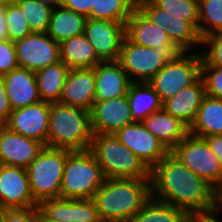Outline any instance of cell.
I'll return each instance as SVG.
<instances>
[{
	"label": "cell",
	"instance_id": "1",
	"mask_svg": "<svg viewBox=\"0 0 222 222\" xmlns=\"http://www.w3.org/2000/svg\"><path fill=\"white\" fill-rule=\"evenodd\" d=\"M152 197L186 211L192 218L213 216L216 190L168 152L150 171Z\"/></svg>",
	"mask_w": 222,
	"mask_h": 222
},
{
	"label": "cell",
	"instance_id": "2",
	"mask_svg": "<svg viewBox=\"0 0 222 222\" xmlns=\"http://www.w3.org/2000/svg\"><path fill=\"white\" fill-rule=\"evenodd\" d=\"M151 198V180L106 178L93 200L102 222H131Z\"/></svg>",
	"mask_w": 222,
	"mask_h": 222
},
{
	"label": "cell",
	"instance_id": "3",
	"mask_svg": "<svg viewBox=\"0 0 222 222\" xmlns=\"http://www.w3.org/2000/svg\"><path fill=\"white\" fill-rule=\"evenodd\" d=\"M92 136L90 111L60 102L50 103L48 147L84 151L90 148Z\"/></svg>",
	"mask_w": 222,
	"mask_h": 222
},
{
	"label": "cell",
	"instance_id": "4",
	"mask_svg": "<svg viewBox=\"0 0 222 222\" xmlns=\"http://www.w3.org/2000/svg\"><path fill=\"white\" fill-rule=\"evenodd\" d=\"M89 150L105 178L150 180V169L114 134H93Z\"/></svg>",
	"mask_w": 222,
	"mask_h": 222
},
{
	"label": "cell",
	"instance_id": "5",
	"mask_svg": "<svg viewBox=\"0 0 222 222\" xmlns=\"http://www.w3.org/2000/svg\"><path fill=\"white\" fill-rule=\"evenodd\" d=\"M105 176L93 153L69 151L61 182L60 198L89 199L101 187Z\"/></svg>",
	"mask_w": 222,
	"mask_h": 222
},
{
	"label": "cell",
	"instance_id": "6",
	"mask_svg": "<svg viewBox=\"0 0 222 222\" xmlns=\"http://www.w3.org/2000/svg\"><path fill=\"white\" fill-rule=\"evenodd\" d=\"M68 150L45 146L26 168L34 200L60 198L61 182Z\"/></svg>",
	"mask_w": 222,
	"mask_h": 222
},
{
	"label": "cell",
	"instance_id": "7",
	"mask_svg": "<svg viewBox=\"0 0 222 222\" xmlns=\"http://www.w3.org/2000/svg\"><path fill=\"white\" fill-rule=\"evenodd\" d=\"M202 53L184 52L174 62L166 65L148 83L159 95L161 102L175 96L184 87L201 77Z\"/></svg>",
	"mask_w": 222,
	"mask_h": 222
},
{
	"label": "cell",
	"instance_id": "8",
	"mask_svg": "<svg viewBox=\"0 0 222 222\" xmlns=\"http://www.w3.org/2000/svg\"><path fill=\"white\" fill-rule=\"evenodd\" d=\"M171 153L215 190L221 186L222 167L204 138L188 134Z\"/></svg>",
	"mask_w": 222,
	"mask_h": 222
},
{
	"label": "cell",
	"instance_id": "9",
	"mask_svg": "<svg viewBox=\"0 0 222 222\" xmlns=\"http://www.w3.org/2000/svg\"><path fill=\"white\" fill-rule=\"evenodd\" d=\"M126 36L135 44L154 48L165 63L174 62L184 53L172 43L166 31L152 23L137 7L127 20Z\"/></svg>",
	"mask_w": 222,
	"mask_h": 222
},
{
	"label": "cell",
	"instance_id": "10",
	"mask_svg": "<svg viewBox=\"0 0 222 222\" xmlns=\"http://www.w3.org/2000/svg\"><path fill=\"white\" fill-rule=\"evenodd\" d=\"M117 61L131 82H148L166 65L154 48L135 44L127 36Z\"/></svg>",
	"mask_w": 222,
	"mask_h": 222
},
{
	"label": "cell",
	"instance_id": "11",
	"mask_svg": "<svg viewBox=\"0 0 222 222\" xmlns=\"http://www.w3.org/2000/svg\"><path fill=\"white\" fill-rule=\"evenodd\" d=\"M14 44L21 68L35 72L60 61V44L47 33L32 32Z\"/></svg>",
	"mask_w": 222,
	"mask_h": 222
},
{
	"label": "cell",
	"instance_id": "12",
	"mask_svg": "<svg viewBox=\"0 0 222 222\" xmlns=\"http://www.w3.org/2000/svg\"><path fill=\"white\" fill-rule=\"evenodd\" d=\"M83 34L102 62L117 61L126 37V25L116 21L87 18Z\"/></svg>",
	"mask_w": 222,
	"mask_h": 222
},
{
	"label": "cell",
	"instance_id": "13",
	"mask_svg": "<svg viewBox=\"0 0 222 222\" xmlns=\"http://www.w3.org/2000/svg\"><path fill=\"white\" fill-rule=\"evenodd\" d=\"M26 169L0 164V210L38 207Z\"/></svg>",
	"mask_w": 222,
	"mask_h": 222
},
{
	"label": "cell",
	"instance_id": "14",
	"mask_svg": "<svg viewBox=\"0 0 222 222\" xmlns=\"http://www.w3.org/2000/svg\"><path fill=\"white\" fill-rule=\"evenodd\" d=\"M49 114L50 103L40 101L26 107L13 109L4 125L13 132L47 146Z\"/></svg>",
	"mask_w": 222,
	"mask_h": 222
},
{
	"label": "cell",
	"instance_id": "15",
	"mask_svg": "<svg viewBox=\"0 0 222 222\" xmlns=\"http://www.w3.org/2000/svg\"><path fill=\"white\" fill-rule=\"evenodd\" d=\"M114 135L135 153L150 170L169 152L142 122L128 124Z\"/></svg>",
	"mask_w": 222,
	"mask_h": 222
},
{
	"label": "cell",
	"instance_id": "16",
	"mask_svg": "<svg viewBox=\"0 0 222 222\" xmlns=\"http://www.w3.org/2000/svg\"><path fill=\"white\" fill-rule=\"evenodd\" d=\"M90 118L93 134H115L119 129L134 122L127 95L95 101Z\"/></svg>",
	"mask_w": 222,
	"mask_h": 222
},
{
	"label": "cell",
	"instance_id": "17",
	"mask_svg": "<svg viewBox=\"0 0 222 222\" xmlns=\"http://www.w3.org/2000/svg\"><path fill=\"white\" fill-rule=\"evenodd\" d=\"M45 146L0 124V164L27 168Z\"/></svg>",
	"mask_w": 222,
	"mask_h": 222
},
{
	"label": "cell",
	"instance_id": "18",
	"mask_svg": "<svg viewBox=\"0 0 222 222\" xmlns=\"http://www.w3.org/2000/svg\"><path fill=\"white\" fill-rule=\"evenodd\" d=\"M39 209L56 222H102L93 198L43 200Z\"/></svg>",
	"mask_w": 222,
	"mask_h": 222
},
{
	"label": "cell",
	"instance_id": "19",
	"mask_svg": "<svg viewBox=\"0 0 222 222\" xmlns=\"http://www.w3.org/2000/svg\"><path fill=\"white\" fill-rule=\"evenodd\" d=\"M95 84L94 68L70 69L59 102L91 111L95 102Z\"/></svg>",
	"mask_w": 222,
	"mask_h": 222
},
{
	"label": "cell",
	"instance_id": "20",
	"mask_svg": "<svg viewBox=\"0 0 222 222\" xmlns=\"http://www.w3.org/2000/svg\"><path fill=\"white\" fill-rule=\"evenodd\" d=\"M12 109L26 107L41 101L35 72L17 67L1 76Z\"/></svg>",
	"mask_w": 222,
	"mask_h": 222
},
{
	"label": "cell",
	"instance_id": "21",
	"mask_svg": "<svg viewBox=\"0 0 222 222\" xmlns=\"http://www.w3.org/2000/svg\"><path fill=\"white\" fill-rule=\"evenodd\" d=\"M95 71V101H104L127 95L131 84L118 61L100 62Z\"/></svg>",
	"mask_w": 222,
	"mask_h": 222
},
{
	"label": "cell",
	"instance_id": "22",
	"mask_svg": "<svg viewBox=\"0 0 222 222\" xmlns=\"http://www.w3.org/2000/svg\"><path fill=\"white\" fill-rule=\"evenodd\" d=\"M205 95V84L200 77L194 84L184 87L175 96L164 101L162 108L189 128L197 116Z\"/></svg>",
	"mask_w": 222,
	"mask_h": 222
},
{
	"label": "cell",
	"instance_id": "23",
	"mask_svg": "<svg viewBox=\"0 0 222 222\" xmlns=\"http://www.w3.org/2000/svg\"><path fill=\"white\" fill-rule=\"evenodd\" d=\"M142 123L169 152L189 134V128L163 108L148 115Z\"/></svg>",
	"mask_w": 222,
	"mask_h": 222
},
{
	"label": "cell",
	"instance_id": "24",
	"mask_svg": "<svg viewBox=\"0 0 222 222\" xmlns=\"http://www.w3.org/2000/svg\"><path fill=\"white\" fill-rule=\"evenodd\" d=\"M189 134L205 138L222 135V100L205 95Z\"/></svg>",
	"mask_w": 222,
	"mask_h": 222
},
{
	"label": "cell",
	"instance_id": "25",
	"mask_svg": "<svg viewBox=\"0 0 222 222\" xmlns=\"http://www.w3.org/2000/svg\"><path fill=\"white\" fill-rule=\"evenodd\" d=\"M60 60L70 69L94 68L102 62L84 34L60 43Z\"/></svg>",
	"mask_w": 222,
	"mask_h": 222
},
{
	"label": "cell",
	"instance_id": "26",
	"mask_svg": "<svg viewBox=\"0 0 222 222\" xmlns=\"http://www.w3.org/2000/svg\"><path fill=\"white\" fill-rule=\"evenodd\" d=\"M87 18L62 5L54 7L47 34L58 44L83 34Z\"/></svg>",
	"mask_w": 222,
	"mask_h": 222
},
{
	"label": "cell",
	"instance_id": "27",
	"mask_svg": "<svg viewBox=\"0 0 222 222\" xmlns=\"http://www.w3.org/2000/svg\"><path fill=\"white\" fill-rule=\"evenodd\" d=\"M70 68L61 60L35 71L41 101L59 102Z\"/></svg>",
	"mask_w": 222,
	"mask_h": 222
},
{
	"label": "cell",
	"instance_id": "28",
	"mask_svg": "<svg viewBox=\"0 0 222 222\" xmlns=\"http://www.w3.org/2000/svg\"><path fill=\"white\" fill-rule=\"evenodd\" d=\"M134 122H142L148 115L162 109V102L148 82H131L127 92Z\"/></svg>",
	"mask_w": 222,
	"mask_h": 222
},
{
	"label": "cell",
	"instance_id": "29",
	"mask_svg": "<svg viewBox=\"0 0 222 222\" xmlns=\"http://www.w3.org/2000/svg\"><path fill=\"white\" fill-rule=\"evenodd\" d=\"M192 217L184 210L161 202L153 197L131 222H191Z\"/></svg>",
	"mask_w": 222,
	"mask_h": 222
},
{
	"label": "cell",
	"instance_id": "30",
	"mask_svg": "<svg viewBox=\"0 0 222 222\" xmlns=\"http://www.w3.org/2000/svg\"><path fill=\"white\" fill-rule=\"evenodd\" d=\"M136 8V0H93L89 18L116 21L126 25Z\"/></svg>",
	"mask_w": 222,
	"mask_h": 222
},
{
	"label": "cell",
	"instance_id": "31",
	"mask_svg": "<svg viewBox=\"0 0 222 222\" xmlns=\"http://www.w3.org/2000/svg\"><path fill=\"white\" fill-rule=\"evenodd\" d=\"M165 31L172 43L184 52H194V50L198 52L202 48V38L198 30L188 21L174 19Z\"/></svg>",
	"mask_w": 222,
	"mask_h": 222
},
{
	"label": "cell",
	"instance_id": "32",
	"mask_svg": "<svg viewBox=\"0 0 222 222\" xmlns=\"http://www.w3.org/2000/svg\"><path fill=\"white\" fill-rule=\"evenodd\" d=\"M16 4L21 8L32 32H47L54 7L38 0H19Z\"/></svg>",
	"mask_w": 222,
	"mask_h": 222
},
{
	"label": "cell",
	"instance_id": "33",
	"mask_svg": "<svg viewBox=\"0 0 222 222\" xmlns=\"http://www.w3.org/2000/svg\"><path fill=\"white\" fill-rule=\"evenodd\" d=\"M198 32L202 40L222 30V0H198Z\"/></svg>",
	"mask_w": 222,
	"mask_h": 222
},
{
	"label": "cell",
	"instance_id": "34",
	"mask_svg": "<svg viewBox=\"0 0 222 222\" xmlns=\"http://www.w3.org/2000/svg\"><path fill=\"white\" fill-rule=\"evenodd\" d=\"M157 7L169 13L171 21L182 19L190 22L197 30L199 26L198 0H151Z\"/></svg>",
	"mask_w": 222,
	"mask_h": 222
},
{
	"label": "cell",
	"instance_id": "35",
	"mask_svg": "<svg viewBox=\"0 0 222 222\" xmlns=\"http://www.w3.org/2000/svg\"><path fill=\"white\" fill-rule=\"evenodd\" d=\"M5 19L10 41L15 42L32 33L21 8L16 3H6Z\"/></svg>",
	"mask_w": 222,
	"mask_h": 222
},
{
	"label": "cell",
	"instance_id": "36",
	"mask_svg": "<svg viewBox=\"0 0 222 222\" xmlns=\"http://www.w3.org/2000/svg\"><path fill=\"white\" fill-rule=\"evenodd\" d=\"M202 47L201 66H222V30L205 37Z\"/></svg>",
	"mask_w": 222,
	"mask_h": 222
},
{
	"label": "cell",
	"instance_id": "37",
	"mask_svg": "<svg viewBox=\"0 0 222 222\" xmlns=\"http://www.w3.org/2000/svg\"><path fill=\"white\" fill-rule=\"evenodd\" d=\"M206 94L222 100V66H201Z\"/></svg>",
	"mask_w": 222,
	"mask_h": 222
},
{
	"label": "cell",
	"instance_id": "38",
	"mask_svg": "<svg viewBox=\"0 0 222 222\" xmlns=\"http://www.w3.org/2000/svg\"><path fill=\"white\" fill-rule=\"evenodd\" d=\"M136 7L155 25L164 31L171 23L169 13L157 7L151 0H136Z\"/></svg>",
	"mask_w": 222,
	"mask_h": 222
},
{
	"label": "cell",
	"instance_id": "39",
	"mask_svg": "<svg viewBox=\"0 0 222 222\" xmlns=\"http://www.w3.org/2000/svg\"><path fill=\"white\" fill-rule=\"evenodd\" d=\"M19 67L14 42L9 39L0 40V76Z\"/></svg>",
	"mask_w": 222,
	"mask_h": 222
},
{
	"label": "cell",
	"instance_id": "40",
	"mask_svg": "<svg viewBox=\"0 0 222 222\" xmlns=\"http://www.w3.org/2000/svg\"><path fill=\"white\" fill-rule=\"evenodd\" d=\"M4 222H37V207L5 209Z\"/></svg>",
	"mask_w": 222,
	"mask_h": 222
},
{
	"label": "cell",
	"instance_id": "41",
	"mask_svg": "<svg viewBox=\"0 0 222 222\" xmlns=\"http://www.w3.org/2000/svg\"><path fill=\"white\" fill-rule=\"evenodd\" d=\"M60 5L89 18L93 0H61Z\"/></svg>",
	"mask_w": 222,
	"mask_h": 222
},
{
	"label": "cell",
	"instance_id": "42",
	"mask_svg": "<svg viewBox=\"0 0 222 222\" xmlns=\"http://www.w3.org/2000/svg\"><path fill=\"white\" fill-rule=\"evenodd\" d=\"M12 110L6 94L4 81L0 76V124H4L9 119Z\"/></svg>",
	"mask_w": 222,
	"mask_h": 222
},
{
	"label": "cell",
	"instance_id": "43",
	"mask_svg": "<svg viewBox=\"0 0 222 222\" xmlns=\"http://www.w3.org/2000/svg\"><path fill=\"white\" fill-rule=\"evenodd\" d=\"M208 143L211 151L219 160V163L222 167V135H213L204 138Z\"/></svg>",
	"mask_w": 222,
	"mask_h": 222
},
{
	"label": "cell",
	"instance_id": "44",
	"mask_svg": "<svg viewBox=\"0 0 222 222\" xmlns=\"http://www.w3.org/2000/svg\"><path fill=\"white\" fill-rule=\"evenodd\" d=\"M6 5L0 7V40L8 39L6 26Z\"/></svg>",
	"mask_w": 222,
	"mask_h": 222
},
{
	"label": "cell",
	"instance_id": "45",
	"mask_svg": "<svg viewBox=\"0 0 222 222\" xmlns=\"http://www.w3.org/2000/svg\"><path fill=\"white\" fill-rule=\"evenodd\" d=\"M219 210H222V184L221 186L216 190V211H215V216L219 215Z\"/></svg>",
	"mask_w": 222,
	"mask_h": 222
},
{
	"label": "cell",
	"instance_id": "46",
	"mask_svg": "<svg viewBox=\"0 0 222 222\" xmlns=\"http://www.w3.org/2000/svg\"><path fill=\"white\" fill-rule=\"evenodd\" d=\"M191 222H221L220 219H217V216H203L192 218Z\"/></svg>",
	"mask_w": 222,
	"mask_h": 222
},
{
	"label": "cell",
	"instance_id": "47",
	"mask_svg": "<svg viewBox=\"0 0 222 222\" xmlns=\"http://www.w3.org/2000/svg\"><path fill=\"white\" fill-rule=\"evenodd\" d=\"M37 222H56L48 218L40 209L37 207Z\"/></svg>",
	"mask_w": 222,
	"mask_h": 222
},
{
	"label": "cell",
	"instance_id": "48",
	"mask_svg": "<svg viewBox=\"0 0 222 222\" xmlns=\"http://www.w3.org/2000/svg\"><path fill=\"white\" fill-rule=\"evenodd\" d=\"M40 1L41 3H44V4H48L52 7H56L58 5H60L61 3V0H38Z\"/></svg>",
	"mask_w": 222,
	"mask_h": 222
},
{
	"label": "cell",
	"instance_id": "49",
	"mask_svg": "<svg viewBox=\"0 0 222 222\" xmlns=\"http://www.w3.org/2000/svg\"><path fill=\"white\" fill-rule=\"evenodd\" d=\"M0 222H4V210H0Z\"/></svg>",
	"mask_w": 222,
	"mask_h": 222
},
{
	"label": "cell",
	"instance_id": "50",
	"mask_svg": "<svg viewBox=\"0 0 222 222\" xmlns=\"http://www.w3.org/2000/svg\"><path fill=\"white\" fill-rule=\"evenodd\" d=\"M6 5V1L5 0H0V7H3Z\"/></svg>",
	"mask_w": 222,
	"mask_h": 222
},
{
	"label": "cell",
	"instance_id": "51",
	"mask_svg": "<svg viewBox=\"0 0 222 222\" xmlns=\"http://www.w3.org/2000/svg\"><path fill=\"white\" fill-rule=\"evenodd\" d=\"M5 1H6V3H16L19 0H5Z\"/></svg>",
	"mask_w": 222,
	"mask_h": 222
}]
</instances>
